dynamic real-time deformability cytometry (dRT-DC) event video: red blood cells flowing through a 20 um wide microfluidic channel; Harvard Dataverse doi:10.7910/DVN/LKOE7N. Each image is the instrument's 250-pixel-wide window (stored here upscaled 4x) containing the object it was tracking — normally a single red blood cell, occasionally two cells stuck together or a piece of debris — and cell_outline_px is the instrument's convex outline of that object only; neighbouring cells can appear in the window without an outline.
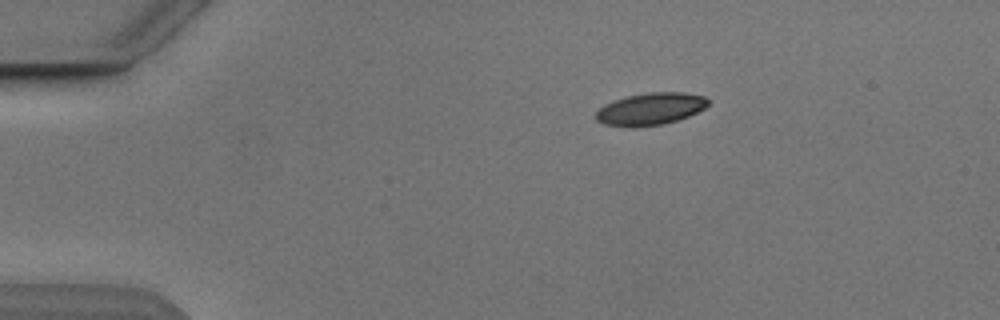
{"species": "Egyptian fruit bat (a non-hibernating species)", "species_latin": "Rousettus aegyptiacus", "temperature_condition": "cold", "stored_images_in_passage": 4, "camera_frame_rate_fps": 3000, "um_per_image_px": 0.085, "animal": {"sex": "male"}, "frame": {"image": 1, "passage_image": 1, "time_ms": 0.0, "image_size_px": [1000, 320], "cell_outline_px": [[708, 104], [704, 108], [688, 116], [664, 124], [636, 128], [628, 128], [604, 124], [596, 120], [596, 112], [604, 104], [628, 96], [652, 92], [684, 92], [704, 96], [708, 100]], "centroid_in_image_um": [55.27, 9.28], "position_along_channel_um": 29.7, "area_um2": 21.04}}
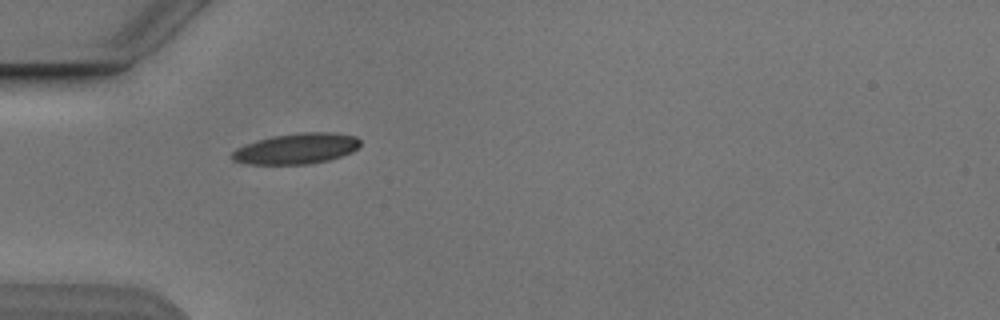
{"frame": {"image": 2, "passage_image": 3, "time_ms": 2.333, "image_size_px": [1000, 320], "cell_outline_px": [[360, 144], [352, 152], [328, 160], [308, 164], [248, 164], [232, 160], [232, 152], [236, 148], [260, 140], [276, 136], [300, 132], [332, 132], [356, 136], [360, 140]], "centroid_in_image_um": [25.22, 12.63], "position_along_channel_um": 59.8, "area_um2": 22.6}}
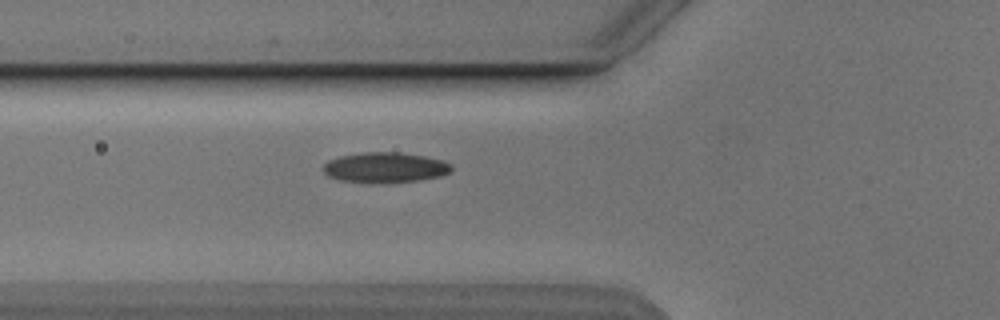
{"frame": {"image": 3, "passage_image": 4, "time_ms": 3.333, "image_size_px": [1000, 320], "cell_outline_px": [[452, 168], [448, 172], [440, 176], [420, 180], [388, 184], [368, 184], [340, 180], [328, 176], [320, 168], [328, 160], [340, 156], [364, 152], [396, 152], [424, 156], [444, 160], [452, 164]], "centroid_in_image_um": [32.7, 14.26], "position_along_channel_um": 93.1, "area_um2": 23.18}}